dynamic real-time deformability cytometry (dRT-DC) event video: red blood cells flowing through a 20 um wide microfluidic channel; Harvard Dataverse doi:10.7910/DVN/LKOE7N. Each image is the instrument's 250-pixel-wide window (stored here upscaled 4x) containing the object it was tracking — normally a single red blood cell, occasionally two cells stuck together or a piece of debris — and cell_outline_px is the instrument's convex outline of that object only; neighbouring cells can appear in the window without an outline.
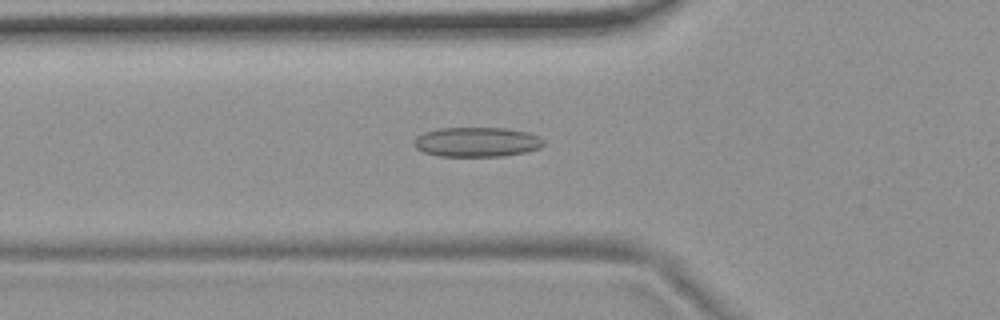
{"species": "common noctule bat (a hibernating species)", "species_latin": "Nyctalus noctula", "temperature_condition": "room temperature", "stored_images_in_passage": 54, "camera_frame_rate_fps": 3000, "um_per_image_px": 0.085, "animal": {"sex": "female", "body_mass_g": 19.9}, "frame": {"image": 1, "passage_image": 19, "time_ms": 6.0, "image_size_px": [1000, 320], "cell_outline_px": [[544, 144], [540, 148], [524, 152], [504, 156], [436, 156], [424, 152], [416, 148], [412, 144], [416, 136], [424, 132], [440, 128], [504, 128], [528, 132], [540, 136], [544, 140]], "centroid_in_image_um": [40.52, 12.07], "position_along_channel_um": 85.3, "area_um2": 22.54}}
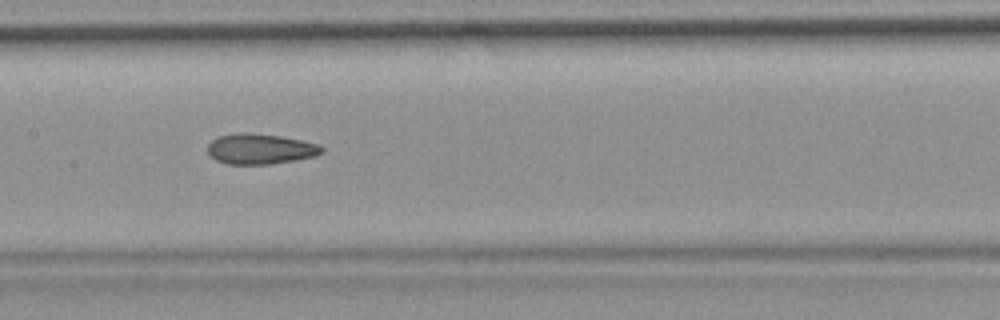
{"frame": {"image": 2, "passage_image": 27, "time_ms": 8.667, "image_size_px": [1000, 320], "cell_outline_px": [[324, 152], [316, 156], [296, 160], [268, 164], [228, 164], [216, 160], [208, 152], [208, 144], [216, 136], [244, 132], [280, 136], [320, 144], [324, 148]], "centroid_in_image_um": [22.15, 12.66], "position_along_channel_um": 185.3, "area_um2": 20.23}}
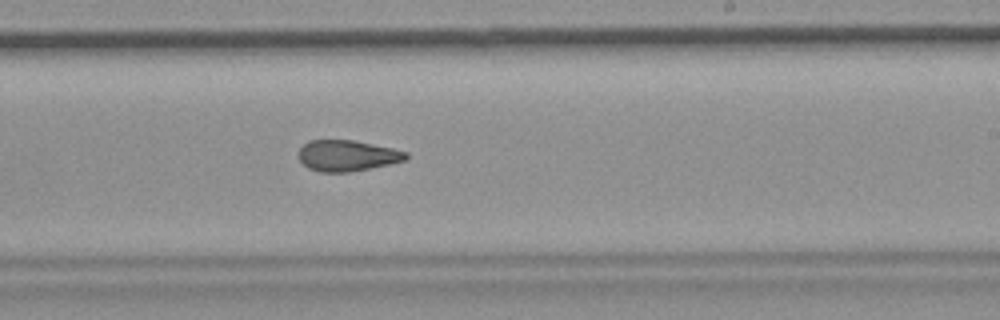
{"frame": {"image": 3, "passage_image": 33, "time_ms": 10.667, "image_size_px": [1000, 320], "cell_outline_px": [[408, 156], [404, 160], [388, 164], [348, 172], [320, 172], [308, 168], [300, 160], [300, 148], [308, 140], [352, 140], [392, 148], [408, 152]], "centroid_in_image_um": [29.49, 13.22], "position_along_channel_um": 259.5, "area_um2": 19.07}, "authors_computed_cell_mechanics": {"area_um2": 20.7502, "velocity_mm_per_s": 3.7332, "shape_relaxation_time_tau1_ms": null, "shape_relaxation_time_tau2_ms": 3.0916, "deformation_change_tau1": null, "deformation_change_tau2": 0.1082}}